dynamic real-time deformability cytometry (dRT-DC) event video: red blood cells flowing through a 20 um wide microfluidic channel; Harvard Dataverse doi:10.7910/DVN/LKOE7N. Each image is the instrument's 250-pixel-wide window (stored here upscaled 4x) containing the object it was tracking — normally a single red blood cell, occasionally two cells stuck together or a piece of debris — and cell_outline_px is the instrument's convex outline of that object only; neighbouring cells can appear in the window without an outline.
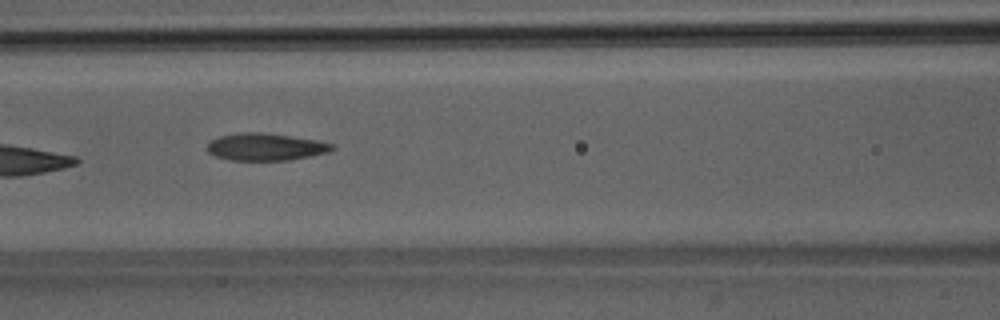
{"species": "Egyptian fruit bat (a non-hibernating species)", "species_latin": "Rousettus aegyptiacus", "temperature_condition": "room temperature", "stored_images_in_passage": 7, "camera_frame_rate_fps": 3000, "um_per_image_px": 0.085, "animal": {"sex": "male"}, "frame": {"image": 1, "passage_image": 5, "time_ms": 5.333, "image_size_px": [1000, 320], "cell_outline_px": [[336, 148], [328, 152], [288, 160], [232, 160], [216, 156], [208, 152], [204, 148], [212, 140], [220, 136], [244, 132], [260, 132], [316, 140], [332, 144]], "centroid_in_image_um": [22.54, 12.49], "position_along_channel_um": 144.1, "area_um2": 19.54}}